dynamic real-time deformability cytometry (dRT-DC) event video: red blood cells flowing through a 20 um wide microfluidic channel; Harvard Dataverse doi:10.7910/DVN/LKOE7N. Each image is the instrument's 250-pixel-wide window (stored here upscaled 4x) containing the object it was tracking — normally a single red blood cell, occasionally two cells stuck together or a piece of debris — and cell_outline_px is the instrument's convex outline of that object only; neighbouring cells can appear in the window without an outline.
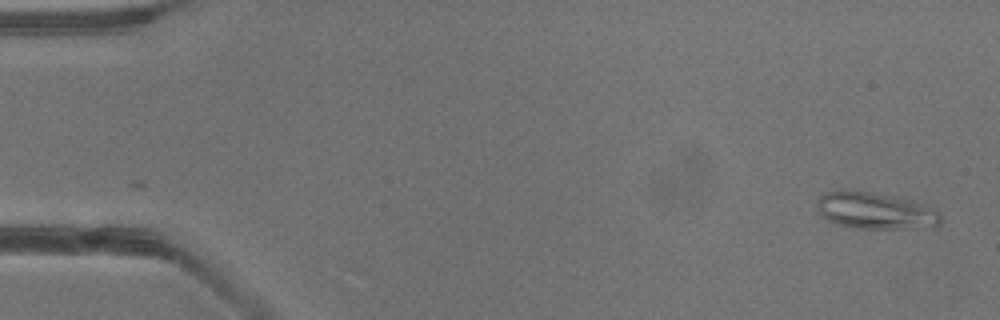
{"species": "common noctule bat (a hibernating species)", "species_latin": "Nyctalus noctula", "temperature_condition": "warm", "stored_images_in_passage": 5, "camera_frame_rate_fps": 3000, "um_per_image_px": 0.085, "animal": {"sex": "male", "body_mass_g": 13.3}, "frame": {"image": 1, "passage_image": 1, "time_ms": 0.0, "image_size_px": [1000, 320], "cell_outline_px": [[940, 224], [936, 228], [860, 228], [840, 224], [828, 220], [820, 212], [816, 204], [816, 200], [820, 196], [828, 192], [840, 188], [844, 188], [872, 192], [896, 196], [912, 200], [924, 204], [940, 212]], "centroid_in_image_um": [74.43, 17.88], "position_along_channel_um": 10.6, "area_um2": 26.76}}